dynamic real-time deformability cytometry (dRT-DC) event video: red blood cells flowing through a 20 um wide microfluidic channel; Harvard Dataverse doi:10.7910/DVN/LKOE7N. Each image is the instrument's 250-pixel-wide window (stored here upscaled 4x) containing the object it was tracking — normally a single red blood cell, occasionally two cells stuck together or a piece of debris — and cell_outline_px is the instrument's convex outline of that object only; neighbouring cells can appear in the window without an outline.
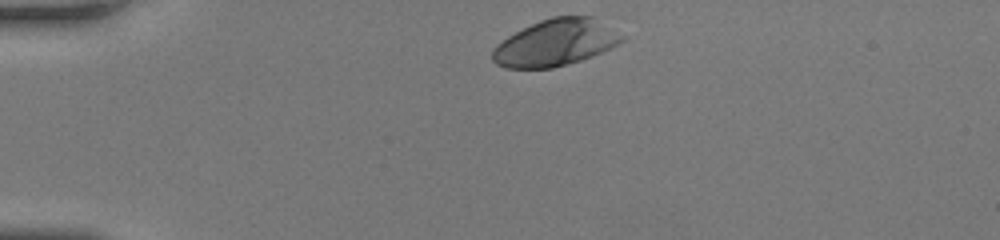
{"species": "human", "species_latin": "Homo sapiens", "temperature_condition": "room temperature", "stored_images_in_passage": 31, "camera_frame_rate_fps": 3000, "um_per_image_px": 0.085, "donor": {"sex": "female"}, "frame": {"image": 1, "passage_image": 1, "time_ms": 0.0, "image_size_px": [1000, 240], "cell_outline_px": [[628, 36], [624, 40], [592, 56], [580, 60], [552, 68], [504, 68], [496, 64], [492, 60], [492, 48], [496, 44], [508, 36], [540, 20], [552, 16], [592, 16]], "centroid_in_image_um": [47.22, 3.62], "position_along_channel_um": 37.8, "area_um2": 35.14}}
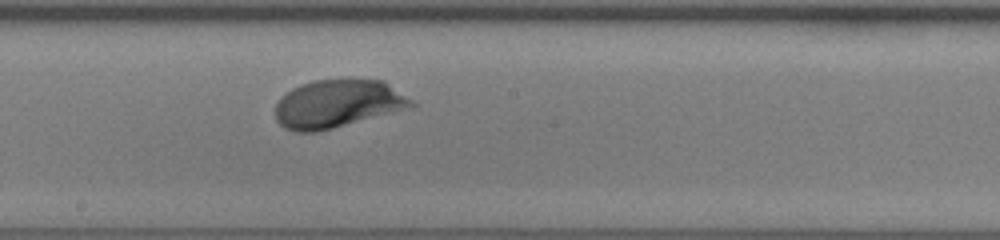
{"frame": {"image": 2, "passage_image": 18, "time_ms": 5.667, "image_size_px": [1000, 240], "cell_outline_px": [[416, 104], [404, 108], [332, 128], [316, 132], [296, 132], [284, 128], [276, 120], [276, 104], [280, 96], [292, 88], [300, 84], [316, 80], [384, 80], [412, 100]], "centroid_in_image_um": [28.61, 8.81], "position_along_channel_um": 219.6, "area_um2": 37.34}}
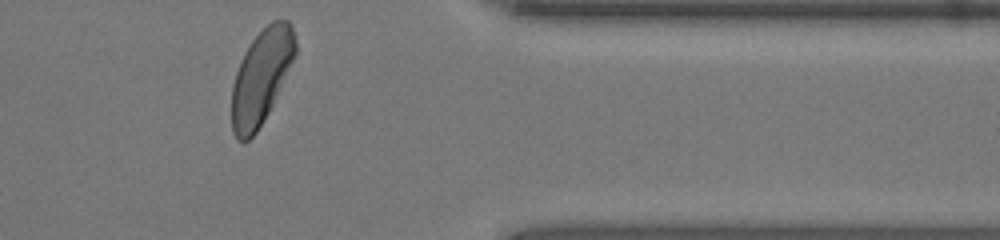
{"frame": {"image": 3, "passage_image": 31, "time_ms": 10.0, "image_size_px": [1000, 240], "cell_outline_px": [[296, 52], [272, 104], [268, 112], [256, 132], [248, 140], [236, 140], [232, 132], [232, 84], [240, 60], [244, 52], [252, 40], [272, 20], [288, 20], [292, 28], [296, 40]], "centroid_in_image_um": [22.18, 6.53], "position_along_channel_um": 389.2, "area_um2": 34.39}, "authors_computed_cell_mechanics": {"area_um2": 36.8186, "velocity_mm_per_s": 4.1838, "shape_relaxation_time_tau1_ms": 2.1353, "shape_relaxation_time_tau2_ms": null, "deformation_change_tau1": 0.1481, "deformation_change_tau2": null}}